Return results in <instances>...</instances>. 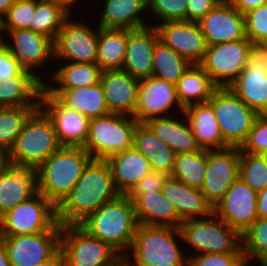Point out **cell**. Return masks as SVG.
Returning <instances> with one entry per match:
<instances>
[{"label": "cell", "instance_id": "obj_1", "mask_svg": "<svg viewBox=\"0 0 267 266\" xmlns=\"http://www.w3.org/2000/svg\"><path fill=\"white\" fill-rule=\"evenodd\" d=\"M119 195L108 162L91 159L71 192L57 206V222L61 226L79 225L91 213Z\"/></svg>", "mask_w": 267, "mask_h": 266}, {"label": "cell", "instance_id": "obj_2", "mask_svg": "<svg viewBox=\"0 0 267 266\" xmlns=\"http://www.w3.org/2000/svg\"><path fill=\"white\" fill-rule=\"evenodd\" d=\"M179 240L183 241L180 228L138 224L123 262L127 266H187L189 255Z\"/></svg>", "mask_w": 267, "mask_h": 266}, {"label": "cell", "instance_id": "obj_3", "mask_svg": "<svg viewBox=\"0 0 267 266\" xmlns=\"http://www.w3.org/2000/svg\"><path fill=\"white\" fill-rule=\"evenodd\" d=\"M79 225L124 257L132 246L138 222L133 202L127 195L120 194L91 213Z\"/></svg>", "mask_w": 267, "mask_h": 266}, {"label": "cell", "instance_id": "obj_4", "mask_svg": "<svg viewBox=\"0 0 267 266\" xmlns=\"http://www.w3.org/2000/svg\"><path fill=\"white\" fill-rule=\"evenodd\" d=\"M91 159L83 147L61 146L35 169L37 191L57 207L71 192Z\"/></svg>", "mask_w": 267, "mask_h": 266}, {"label": "cell", "instance_id": "obj_5", "mask_svg": "<svg viewBox=\"0 0 267 266\" xmlns=\"http://www.w3.org/2000/svg\"><path fill=\"white\" fill-rule=\"evenodd\" d=\"M60 147L51 119L39 107L27 119L9 150L8 162L36 169Z\"/></svg>", "mask_w": 267, "mask_h": 266}, {"label": "cell", "instance_id": "obj_6", "mask_svg": "<svg viewBox=\"0 0 267 266\" xmlns=\"http://www.w3.org/2000/svg\"><path fill=\"white\" fill-rule=\"evenodd\" d=\"M182 239L195 254L244 253L241 234L214 213L206 218L184 220L180 226Z\"/></svg>", "mask_w": 267, "mask_h": 266}, {"label": "cell", "instance_id": "obj_7", "mask_svg": "<svg viewBox=\"0 0 267 266\" xmlns=\"http://www.w3.org/2000/svg\"><path fill=\"white\" fill-rule=\"evenodd\" d=\"M138 121L128 115L109 113L90 119L89 135L84 149L92 159L106 160L113 154L133 147Z\"/></svg>", "mask_w": 267, "mask_h": 266}, {"label": "cell", "instance_id": "obj_8", "mask_svg": "<svg viewBox=\"0 0 267 266\" xmlns=\"http://www.w3.org/2000/svg\"><path fill=\"white\" fill-rule=\"evenodd\" d=\"M60 249L66 266H118L123 257L80 225L61 226Z\"/></svg>", "mask_w": 267, "mask_h": 266}, {"label": "cell", "instance_id": "obj_9", "mask_svg": "<svg viewBox=\"0 0 267 266\" xmlns=\"http://www.w3.org/2000/svg\"><path fill=\"white\" fill-rule=\"evenodd\" d=\"M223 140L230 147H241L258 114L239 99L229 87H218L208 100Z\"/></svg>", "mask_w": 267, "mask_h": 266}, {"label": "cell", "instance_id": "obj_10", "mask_svg": "<svg viewBox=\"0 0 267 266\" xmlns=\"http://www.w3.org/2000/svg\"><path fill=\"white\" fill-rule=\"evenodd\" d=\"M57 223V207L37 191L0 217V236L47 232Z\"/></svg>", "mask_w": 267, "mask_h": 266}, {"label": "cell", "instance_id": "obj_11", "mask_svg": "<svg viewBox=\"0 0 267 266\" xmlns=\"http://www.w3.org/2000/svg\"><path fill=\"white\" fill-rule=\"evenodd\" d=\"M251 45L252 42L247 37L238 41L207 45L199 65L218 87H228L242 74Z\"/></svg>", "mask_w": 267, "mask_h": 266}, {"label": "cell", "instance_id": "obj_12", "mask_svg": "<svg viewBox=\"0 0 267 266\" xmlns=\"http://www.w3.org/2000/svg\"><path fill=\"white\" fill-rule=\"evenodd\" d=\"M72 16L73 14L63 22L54 41V59L74 63H96L99 26L96 30L84 20L74 21L76 19Z\"/></svg>", "mask_w": 267, "mask_h": 266}, {"label": "cell", "instance_id": "obj_13", "mask_svg": "<svg viewBox=\"0 0 267 266\" xmlns=\"http://www.w3.org/2000/svg\"><path fill=\"white\" fill-rule=\"evenodd\" d=\"M61 225L37 234L0 236L11 266H37L60 249Z\"/></svg>", "mask_w": 267, "mask_h": 266}, {"label": "cell", "instance_id": "obj_14", "mask_svg": "<svg viewBox=\"0 0 267 266\" xmlns=\"http://www.w3.org/2000/svg\"><path fill=\"white\" fill-rule=\"evenodd\" d=\"M40 108L51 119L61 146L84 147L89 135L88 117L64 106L45 88L41 92Z\"/></svg>", "mask_w": 267, "mask_h": 266}, {"label": "cell", "instance_id": "obj_15", "mask_svg": "<svg viewBox=\"0 0 267 266\" xmlns=\"http://www.w3.org/2000/svg\"><path fill=\"white\" fill-rule=\"evenodd\" d=\"M240 147L207 150V169L201 191L214 208L239 176Z\"/></svg>", "mask_w": 267, "mask_h": 266}, {"label": "cell", "instance_id": "obj_16", "mask_svg": "<svg viewBox=\"0 0 267 266\" xmlns=\"http://www.w3.org/2000/svg\"><path fill=\"white\" fill-rule=\"evenodd\" d=\"M213 213L242 234L258 219L257 192L238 177L215 205Z\"/></svg>", "mask_w": 267, "mask_h": 266}, {"label": "cell", "instance_id": "obj_17", "mask_svg": "<svg viewBox=\"0 0 267 266\" xmlns=\"http://www.w3.org/2000/svg\"><path fill=\"white\" fill-rule=\"evenodd\" d=\"M176 106L182 113L184 109L179 103L176 85L154 76L140 80L135 109V118L139 123L171 116V110Z\"/></svg>", "mask_w": 267, "mask_h": 266}, {"label": "cell", "instance_id": "obj_18", "mask_svg": "<svg viewBox=\"0 0 267 266\" xmlns=\"http://www.w3.org/2000/svg\"><path fill=\"white\" fill-rule=\"evenodd\" d=\"M6 37L12 39V43L7 41L6 45L20 66L46 83V78L43 80L42 75L37 72L47 65L48 59L49 61L54 59V41L30 29L9 31Z\"/></svg>", "mask_w": 267, "mask_h": 266}, {"label": "cell", "instance_id": "obj_19", "mask_svg": "<svg viewBox=\"0 0 267 266\" xmlns=\"http://www.w3.org/2000/svg\"><path fill=\"white\" fill-rule=\"evenodd\" d=\"M159 40L187 59L191 64H199L207 48L205 37L198 22L167 21L153 24Z\"/></svg>", "mask_w": 267, "mask_h": 266}, {"label": "cell", "instance_id": "obj_20", "mask_svg": "<svg viewBox=\"0 0 267 266\" xmlns=\"http://www.w3.org/2000/svg\"><path fill=\"white\" fill-rule=\"evenodd\" d=\"M207 45L246 38L244 15L226 0L221 1L198 21Z\"/></svg>", "mask_w": 267, "mask_h": 266}, {"label": "cell", "instance_id": "obj_21", "mask_svg": "<svg viewBox=\"0 0 267 266\" xmlns=\"http://www.w3.org/2000/svg\"><path fill=\"white\" fill-rule=\"evenodd\" d=\"M159 41L157 30L149 26L127 30V48L122 70L137 80L146 79L153 74V54Z\"/></svg>", "mask_w": 267, "mask_h": 266}, {"label": "cell", "instance_id": "obj_22", "mask_svg": "<svg viewBox=\"0 0 267 266\" xmlns=\"http://www.w3.org/2000/svg\"><path fill=\"white\" fill-rule=\"evenodd\" d=\"M100 82L110 113L135 118L140 80L135 79L122 69H115L102 71Z\"/></svg>", "mask_w": 267, "mask_h": 266}, {"label": "cell", "instance_id": "obj_23", "mask_svg": "<svg viewBox=\"0 0 267 266\" xmlns=\"http://www.w3.org/2000/svg\"><path fill=\"white\" fill-rule=\"evenodd\" d=\"M36 192L35 168L9 164L0 173V217Z\"/></svg>", "mask_w": 267, "mask_h": 266}, {"label": "cell", "instance_id": "obj_24", "mask_svg": "<svg viewBox=\"0 0 267 266\" xmlns=\"http://www.w3.org/2000/svg\"><path fill=\"white\" fill-rule=\"evenodd\" d=\"M163 196L174 206L179 218H206L213 214V207L201 189L186 185L169 176L161 189Z\"/></svg>", "mask_w": 267, "mask_h": 266}, {"label": "cell", "instance_id": "obj_25", "mask_svg": "<svg viewBox=\"0 0 267 266\" xmlns=\"http://www.w3.org/2000/svg\"><path fill=\"white\" fill-rule=\"evenodd\" d=\"M127 196L133 202L138 224L180 228L183 221L161 191Z\"/></svg>", "mask_w": 267, "mask_h": 266}, {"label": "cell", "instance_id": "obj_26", "mask_svg": "<svg viewBox=\"0 0 267 266\" xmlns=\"http://www.w3.org/2000/svg\"><path fill=\"white\" fill-rule=\"evenodd\" d=\"M108 162L116 189L127 195L139 180L152 172L148 159L134 147L111 155Z\"/></svg>", "mask_w": 267, "mask_h": 266}, {"label": "cell", "instance_id": "obj_27", "mask_svg": "<svg viewBox=\"0 0 267 266\" xmlns=\"http://www.w3.org/2000/svg\"><path fill=\"white\" fill-rule=\"evenodd\" d=\"M45 89L64 106L76 110L89 119L110 113L101 82L89 87Z\"/></svg>", "mask_w": 267, "mask_h": 266}, {"label": "cell", "instance_id": "obj_28", "mask_svg": "<svg viewBox=\"0 0 267 266\" xmlns=\"http://www.w3.org/2000/svg\"><path fill=\"white\" fill-rule=\"evenodd\" d=\"M183 112L200 149L218 150L230 147L223 140L213 108L208 102L190 105Z\"/></svg>", "mask_w": 267, "mask_h": 266}, {"label": "cell", "instance_id": "obj_29", "mask_svg": "<svg viewBox=\"0 0 267 266\" xmlns=\"http://www.w3.org/2000/svg\"><path fill=\"white\" fill-rule=\"evenodd\" d=\"M180 114L184 118L182 117L181 119L179 115L175 118L174 113V118L172 115L171 117L152 118L146 121L145 124L156 137L168 145L176 154L200 150L184 112Z\"/></svg>", "mask_w": 267, "mask_h": 266}, {"label": "cell", "instance_id": "obj_30", "mask_svg": "<svg viewBox=\"0 0 267 266\" xmlns=\"http://www.w3.org/2000/svg\"><path fill=\"white\" fill-rule=\"evenodd\" d=\"M104 2L99 27L134 30L149 26L142 18V13L148 9L147 0H105Z\"/></svg>", "mask_w": 267, "mask_h": 266}, {"label": "cell", "instance_id": "obj_31", "mask_svg": "<svg viewBox=\"0 0 267 266\" xmlns=\"http://www.w3.org/2000/svg\"><path fill=\"white\" fill-rule=\"evenodd\" d=\"M44 83L32 72L23 70L11 79L0 81V107L40 106Z\"/></svg>", "mask_w": 267, "mask_h": 266}, {"label": "cell", "instance_id": "obj_32", "mask_svg": "<svg viewBox=\"0 0 267 266\" xmlns=\"http://www.w3.org/2000/svg\"><path fill=\"white\" fill-rule=\"evenodd\" d=\"M258 115L267 114V69L245 66L242 74L228 86Z\"/></svg>", "mask_w": 267, "mask_h": 266}, {"label": "cell", "instance_id": "obj_33", "mask_svg": "<svg viewBox=\"0 0 267 266\" xmlns=\"http://www.w3.org/2000/svg\"><path fill=\"white\" fill-rule=\"evenodd\" d=\"M133 147L149 161L152 171L172 174L176 153L145 124L136 125L133 135Z\"/></svg>", "mask_w": 267, "mask_h": 266}, {"label": "cell", "instance_id": "obj_34", "mask_svg": "<svg viewBox=\"0 0 267 266\" xmlns=\"http://www.w3.org/2000/svg\"><path fill=\"white\" fill-rule=\"evenodd\" d=\"M217 88L199 64H192L176 84L177 97L183 109L193 104L208 102Z\"/></svg>", "mask_w": 267, "mask_h": 266}, {"label": "cell", "instance_id": "obj_35", "mask_svg": "<svg viewBox=\"0 0 267 266\" xmlns=\"http://www.w3.org/2000/svg\"><path fill=\"white\" fill-rule=\"evenodd\" d=\"M127 48V30L99 27L96 64L102 71L122 69Z\"/></svg>", "mask_w": 267, "mask_h": 266}, {"label": "cell", "instance_id": "obj_36", "mask_svg": "<svg viewBox=\"0 0 267 266\" xmlns=\"http://www.w3.org/2000/svg\"><path fill=\"white\" fill-rule=\"evenodd\" d=\"M58 68L50 76L56 85L50 80V84L49 81L44 83V88H80L100 82L102 70L96 63L68 62Z\"/></svg>", "mask_w": 267, "mask_h": 266}, {"label": "cell", "instance_id": "obj_37", "mask_svg": "<svg viewBox=\"0 0 267 266\" xmlns=\"http://www.w3.org/2000/svg\"><path fill=\"white\" fill-rule=\"evenodd\" d=\"M207 169V150L178 153L175 156L172 178L186 185L199 188L204 184Z\"/></svg>", "mask_w": 267, "mask_h": 266}, {"label": "cell", "instance_id": "obj_38", "mask_svg": "<svg viewBox=\"0 0 267 266\" xmlns=\"http://www.w3.org/2000/svg\"><path fill=\"white\" fill-rule=\"evenodd\" d=\"M71 15L55 0H36L30 30L55 41L63 22Z\"/></svg>", "mask_w": 267, "mask_h": 266}, {"label": "cell", "instance_id": "obj_39", "mask_svg": "<svg viewBox=\"0 0 267 266\" xmlns=\"http://www.w3.org/2000/svg\"><path fill=\"white\" fill-rule=\"evenodd\" d=\"M191 65L187 59L160 40L156 43L153 54L152 76L176 85Z\"/></svg>", "mask_w": 267, "mask_h": 266}, {"label": "cell", "instance_id": "obj_40", "mask_svg": "<svg viewBox=\"0 0 267 266\" xmlns=\"http://www.w3.org/2000/svg\"><path fill=\"white\" fill-rule=\"evenodd\" d=\"M40 106L0 107V148L9 152L30 115Z\"/></svg>", "mask_w": 267, "mask_h": 266}, {"label": "cell", "instance_id": "obj_41", "mask_svg": "<svg viewBox=\"0 0 267 266\" xmlns=\"http://www.w3.org/2000/svg\"><path fill=\"white\" fill-rule=\"evenodd\" d=\"M241 238L245 262L251 265L256 260L259 265H264L267 262V219L258 218Z\"/></svg>", "mask_w": 267, "mask_h": 266}, {"label": "cell", "instance_id": "obj_42", "mask_svg": "<svg viewBox=\"0 0 267 266\" xmlns=\"http://www.w3.org/2000/svg\"><path fill=\"white\" fill-rule=\"evenodd\" d=\"M238 177L257 193L264 190L267 187V155L241 151Z\"/></svg>", "mask_w": 267, "mask_h": 266}, {"label": "cell", "instance_id": "obj_43", "mask_svg": "<svg viewBox=\"0 0 267 266\" xmlns=\"http://www.w3.org/2000/svg\"><path fill=\"white\" fill-rule=\"evenodd\" d=\"M36 10V0H16L1 18L0 25L7 34L9 31L30 29Z\"/></svg>", "mask_w": 267, "mask_h": 266}, {"label": "cell", "instance_id": "obj_44", "mask_svg": "<svg viewBox=\"0 0 267 266\" xmlns=\"http://www.w3.org/2000/svg\"><path fill=\"white\" fill-rule=\"evenodd\" d=\"M148 10L156 15L159 22L187 21L188 0H147Z\"/></svg>", "mask_w": 267, "mask_h": 266}, {"label": "cell", "instance_id": "obj_45", "mask_svg": "<svg viewBox=\"0 0 267 266\" xmlns=\"http://www.w3.org/2000/svg\"><path fill=\"white\" fill-rule=\"evenodd\" d=\"M245 34L252 43H267V4L244 14Z\"/></svg>", "mask_w": 267, "mask_h": 266}, {"label": "cell", "instance_id": "obj_46", "mask_svg": "<svg viewBox=\"0 0 267 266\" xmlns=\"http://www.w3.org/2000/svg\"><path fill=\"white\" fill-rule=\"evenodd\" d=\"M240 150L253 155H267V114L257 116Z\"/></svg>", "mask_w": 267, "mask_h": 266}, {"label": "cell", "instance_id": "obj_47", "mask_svg": "<svg viewBox=\"0 0 267 266\" xmlns=\"http://www.w3.org/2000/svg\"><path fill=\"white\" fill-rule=\"evenodd\" d=\"M244 253H204L190 255L187 266H247Z\"/></svg>", "mask_w": 267, "mask_h": 266}, {"label": "cell", "instance_id": "obj_48", "mask_svg": "<svg viewBox=\"0 0 267 266\" xmlns=\"http://www.w3.org/2000/svg\"><path fill=\"white\" fill-rule=\"evenodd\" d=\"M168 177L169 175L166 173L152 171L139 180L128 194H145L161 191Z\"/></svg>", "mask_w": 267, "mask_h": 266}, {"label": "cell", "instance_id": "obj_49", "mask_svg": "<svg viewBox=\"0 0 267 266\" xmlns=\"http://www.w3.org/2000/svg\"><path fill=\"white\" fill-rule=\"evenodd\" d=\"M23 70L7 45L0 50V81L16 77Z\"/></svg>", "mask_w": 267, "mask_h": 266}, {"label": "cell", "instance_id": "obj_50", "mask_svg": "<svg viewBox=\"0 0 267 266\" xmlns=\"http://www.w3.org/2000/svg\"><path fill=\"white\" fill-rule=\"evenodd\" d=\"M223 0H188L187 21L198 22Z\"/></svg>", "mask_w": 267, "mask_h": 266}, {"label": "cell", "instance_id": "obj_51", "mask_svg": "<svg viewBox=\"0 0 267 266\" xmlns=\"http://www.w3.org/2000/svg\"><path fill=\"white\" fill-rule=\"evenodd\" d=\"M245 66L267 69V43H252Z\"/></svg>", "mask_w": 267, "mask_h": 266}, {"label": "cell", "instance_id": "obj_52", "mask_svg": "<svg viewBox=\"0 0 267 266\" xmlns=\"http://www.w3.org/2000/svg\"><path fill=\"white\" fill-rule=\"evenodd\" d=\"M232 7H234L241 14L254 10L261 5L267 4V0H226Z\"/></svg>", "mask_w": 267, "mask_h": 266}, {"label": "cell", "instance_id": "obj_53", "mask_svg": "<svg viewBox=\"0 0 267 266\" xmlns=\"http://www.w3.org/2000/svg\"><path fill=\"white\" fill-rule=\"evenodd\" d=\"M258 218L267 219V187L257 193Z\"/></svg>", "mask_w": 267, "mask_h": 266}, {"label": "cell", "instance_id": "obj_54", "mask_svg": "<svg viewBox=\"0 0 267 266\" xmlns=\"http://www.w3.org/2000/svg\"><path fill=\"white\" fill-rule=\"evenodd\" d=\"M37 266H66L65 257L61 249H59L52 257Z\"/></svg>", "mask_w": 267, "mask_h": 266}, {"label": "cell", "instance_id": "obj_55", "mask_svg": "<svg viewBox=\"0 0 267 266\" xmlns=\"http://www.w3.org/2000/svg\"><path fill=\"white\" fill-rule=\"evenodd\" d=\"M0 266H11L9 262L7 249L1 239H0Z\"/></svg>", "mask_w": 267, "mask_h": 266}, {"label": "cell", "instance_id": "obj_56", "mask_svg": "<svg viewBox=\"0 0 267 266\" xmlns=\"http://www.w3.org/2000/svg\"><path fill=\"white\" fill-rule=\"evenodd\" d=\"M16 0H0V20Z\"/></svg>", "mask_w": 267, "mask_h": 266}, {"label": "cell", "instance_id": "obj_57", "mask_svg": "<svg viewBox=\"0 0 267 266\" xmlns=\"http://www.w3.org/2000/svg\"><path fill=\"white\" fill-rule=\"evenodd\" d=\"M9 165L8 152L0 148V173Z\"/></svg>", "mask_w": 267, "mask_h": 266}, {"label": "cell", "instance_id": "obj_58", "mask_svg": "<svg viewBox=\"0 0 267 266\" xmlns=\"http://www.w3.org/2000/svg\"><path fill=\"white\" fill-rule=\"evenodd\" d=\"M59 4H61L69 13L72 14L73 10L71 8H74V4H77L79 2L78 0H55ZM72 10V11H71Z\"/></svg>", "mask_w": 267, "mask_h": 266}, {"label": "cell", "instance_id": "obj_59", "mask_svg": "<svg viewBox=\"0 0 267 266\" xmlns=\"http://www.w3.org/2000/svg\"><path fill=\"white\" fill-rule=\"evenodd\" d=\"M4 32L5 31L2 29V27L0 25V50H2L6 46V43H7V41H6L7 39H4V38H7V37H5L7 34L6 33L4 34Z\"/></svg>", "mask_w": 267, "mask_h": 266}, {"label": "cell", "instance_id": "obj_60", "mask_svg": "<svg viewBox=\"0 0 267 266\" xmlns=\"http://www.w3.org/2000/svg\"><path fill=\"white\" fill-rule=\"evenodd\" d=\"M118 266H127V265L124 262H122Z\"/></svg>", "mask_w": 267, "mask_h": 266}]
</instances>
